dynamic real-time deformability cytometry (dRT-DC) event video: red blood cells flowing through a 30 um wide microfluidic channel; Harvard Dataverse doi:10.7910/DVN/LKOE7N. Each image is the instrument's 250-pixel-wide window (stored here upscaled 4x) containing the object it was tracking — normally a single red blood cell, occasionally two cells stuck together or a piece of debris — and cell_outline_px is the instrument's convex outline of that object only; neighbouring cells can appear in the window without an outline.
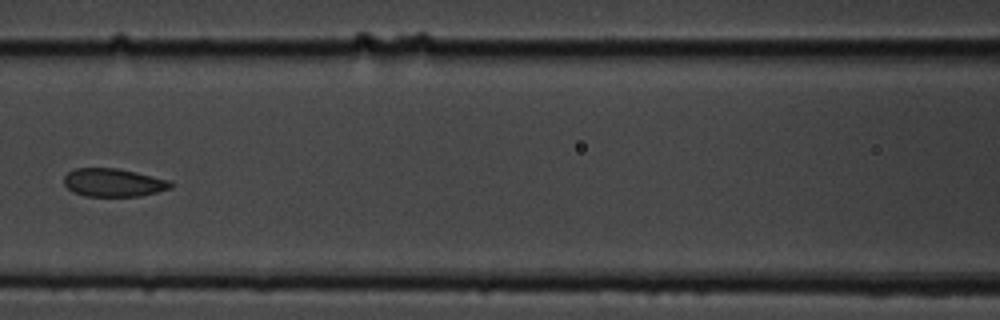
{"species": "common noctule bat (a hibernating species)", "species_latin": "Nyctalus noctula", "temperature_condition": "cold", "stored_images_in_passage": 15, "camera_frame_rate_fps": 3000, "um_per_image_px": 0.085, "animal": {"sex": "male", "body_mass_g": 19.5, "forearm_length_mm": 54.6}, "frame": {"image": 1, "passage_image": 7, "time_ms": 8.0, "image_size_px": [1000, 320], "cell_outline_px": [[172, 188], [140, 196], [84, 196], [68, 188], [64, 184], [64, 176], [72, 168], [116, 168], [136, 172], [172, 180]], "centroid_in_image_um": [9.66, 15.51], "position_along_channel_um": 156.9, "area_um2": 17.57}}
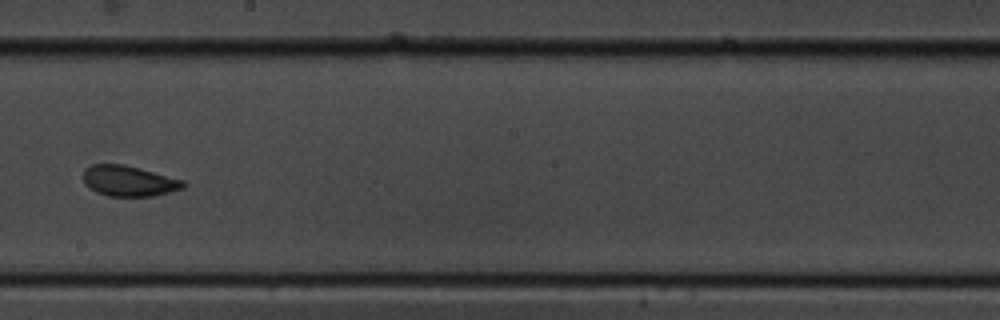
{"frame": {"image": 2, "passage_image": 9, "time_ms": 10.333, "image_size_px": [1000, 320], "cell_outline_px": [[184, 188], [152, 196], [108, 196], [96, 192], [88, 188], [84, 184], [84, 168], [92, 164], [124, 164], [184, 180]], "centroid_in_image_um": [10.91, 15.38], "position_along_channel_um": 237.3, "area_um2": 17.8}}
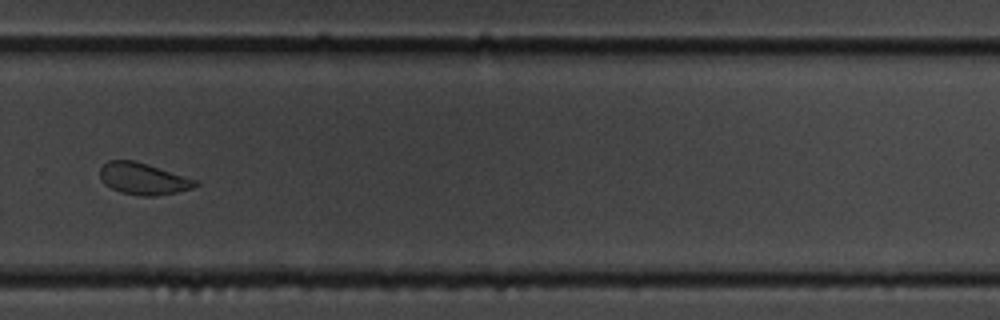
{"frame": {"image": 3, "passage_image": 11, "time_ms": 12.667, "image_size_px": [1000, 320], "cell_outline_px": [[200, 184], [192, 188], [176, 192], [156, 196], [140, 196], [120, 192], [104, 184], [100, 176], [100, 168], [108, 160], [136, 160], [200, 180]], "centroid_in_image_um": [12.22, 15.18], "position_along_channel_um": 317.6, "area_um2": 17.92}, "authors_computed_cell_mechanics": {"area_um2": 18.9006, "velocity_mm_per_s": 3.4594, "shape_relaxation_time_tau1_ms": 8.3583, "shape_relaxation_time_tau2_ms": 1.7699, "deformation_change_tau1": 0.1286, "deformation_change_tau2": 0.0664}}